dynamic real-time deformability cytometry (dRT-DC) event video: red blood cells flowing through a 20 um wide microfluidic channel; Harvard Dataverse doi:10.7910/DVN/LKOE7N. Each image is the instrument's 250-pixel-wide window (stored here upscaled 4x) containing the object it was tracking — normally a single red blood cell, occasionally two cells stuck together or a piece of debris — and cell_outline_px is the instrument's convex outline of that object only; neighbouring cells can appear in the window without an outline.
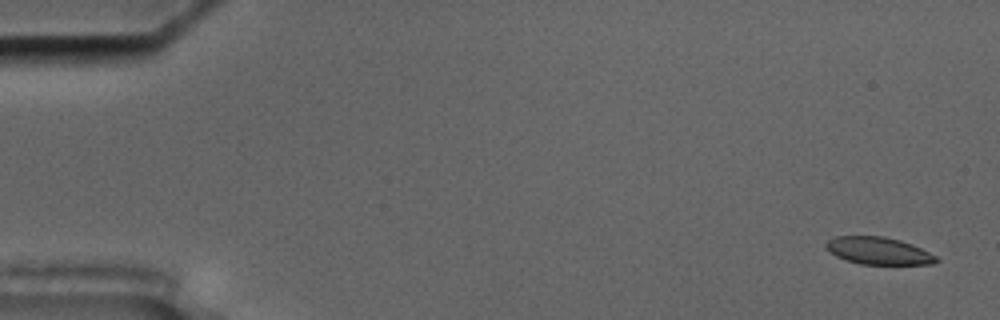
{"species": "common noctule bat (a hibernating species)", "species_latin": "Nyctalus noctula", "temperature_condition": "cold", "stored_images_in_passage": 58, "segment_of_instrument_passage": [1, 2], "camera_frame_rate_fps": 3000, "um_per_image_px": 0.085, "animal": {"sex": "male", "body_mass_g": 17.5, "forearm_length_mm": 52.3}, "frame": {"image": 1, "passage_image": 3, "time_ms": 0.667, "image_size_px": [1000, 320], "cell_outline_px": [[940, 260], [932, 264], [860, 264], [836, 256], [824, 244], [828, 240], [836, 236], [884, 236], [900, 240], [912, 244], [936, 256]], "centroid_in_image_um": [74.69, 21.31], "position_along_channel_um": 10.3, "area_um2": 17.34}}
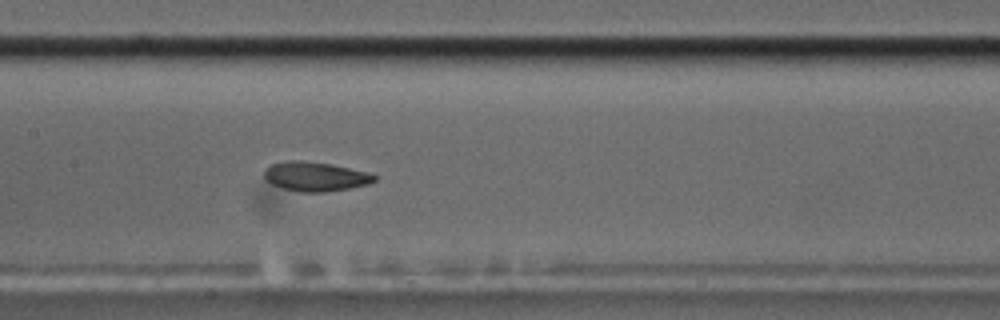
{"frame": {"image": 2, "passage_image": 29, "time_ms": 9.333, "image_size_px": [1000, 320], "cell_outline_px": [[376, 180], [368, 184], [348, 188], [324, 192], [300, 192], [284, 188], [272, 184], [264, 176], [264, 172], [272, 164], [284, 160], [300, 160], [332, 164], [364, 172], [376, 176]], "centroid_in_image_um": [26.78, 15.0], "position_along_channel_um": 180.6, "area_um2": 18.5}}
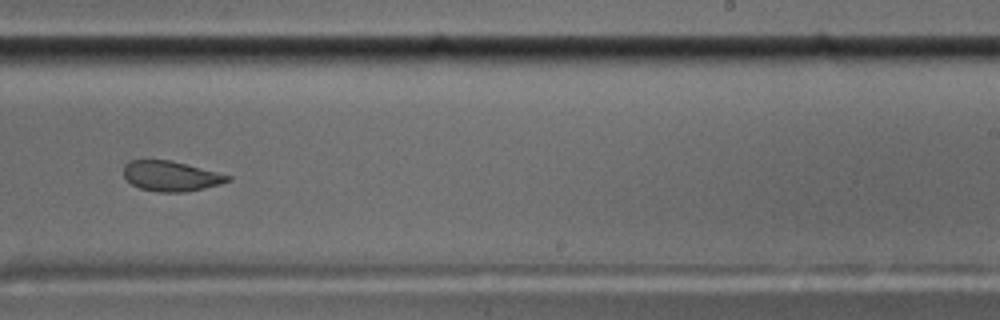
{"frame": {"image": 3, "passage_image": 37, "time_ms": 12.0, "image_size_px": [1000, 320], "cell_outline_px": [[232, 180], [220, 184], [204, 188], [184, 192], [160, 192], [140, 188], [132, 184], [124, 176], [124, 164], [128, 160], [168, 160], [232, 176]], "centroid_in_image_um": [14.51, 14.97], "position_along_channel_um": 274.5, "area_um2": 18.03}}